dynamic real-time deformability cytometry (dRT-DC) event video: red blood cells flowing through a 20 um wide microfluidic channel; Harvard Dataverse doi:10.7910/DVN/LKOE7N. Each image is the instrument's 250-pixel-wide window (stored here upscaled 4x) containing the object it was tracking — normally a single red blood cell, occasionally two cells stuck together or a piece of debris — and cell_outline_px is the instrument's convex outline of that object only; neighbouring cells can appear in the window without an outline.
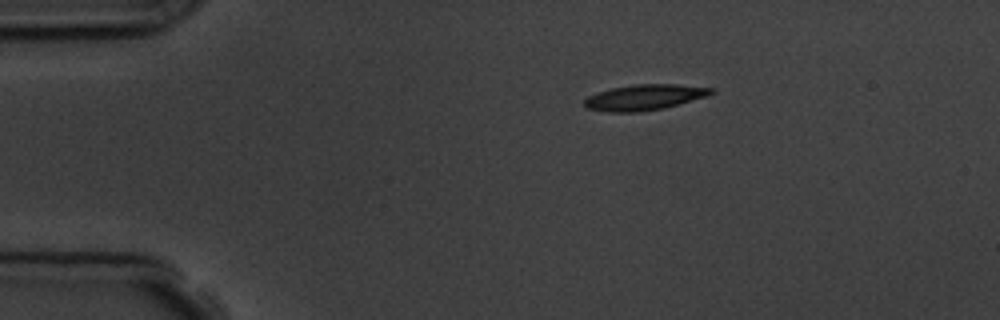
{"species": "common noctule bat (a hibernating species)", "species_latin": "Nyctalus noctula", "temperature_condition": "room temperature", "stored_images_in_passage": 3, "camera_frame_rate_fps": 3000, "um_per_image_px": 0.085, "animal": {"sex": "male", "body_mass_g": 19.5, "forearm_length_mm": 54.6}, "frame": {"image": 1, "passage_image": 1, "time_ms": 0.0, "image_size_px": [1000, 320], "cell_outline_px": [[716, 92], [708, 96], [664, 108], [640, 112], [608, 112], [584, 108], [584, 100], [588, 96], [612, 88], [632, 84], [676, 84], [716, 88]], "centroid_in_image_um": [54.81, 8.27], "position_along_channel_um": 30.2, "area_um2": 19.13}}